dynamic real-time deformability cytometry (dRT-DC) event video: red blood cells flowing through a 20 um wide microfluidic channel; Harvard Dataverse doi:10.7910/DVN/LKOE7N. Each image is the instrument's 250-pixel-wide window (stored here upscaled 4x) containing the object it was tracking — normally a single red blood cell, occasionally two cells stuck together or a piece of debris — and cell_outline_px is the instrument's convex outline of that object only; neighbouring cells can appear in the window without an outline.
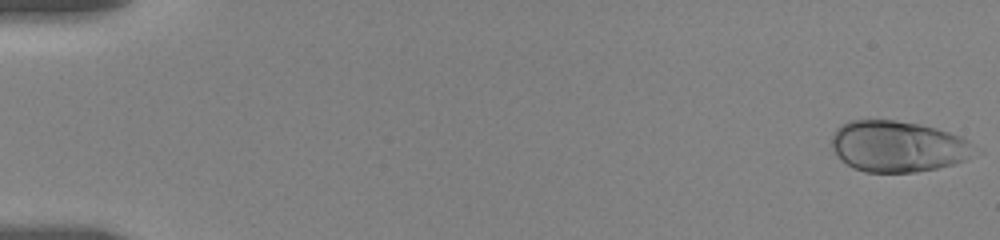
{"species": "human", "species_latin": "Homo sapiens", "temperature_condition": "room temperature", "stored_images_in_passage": 40, "camera_frame_rate_fps": 3000, "um_per_image_px": 0.085, "donor": {"sex": "female"}, "frame": {"image": 1, "passage_image": 1, "time_ms": 0.0, "image_size_px": [1000, 240], "cell_outline_px": [[976, 152], [964, 160], [956, 164], [916, 172], [864, 172], [852, 168], [840, 160], [836, 156], [832, 148], [832, 136], [836, 128], [840, 124], [852, 120], [896, 120], [920, 124], [936, 128], [964, 136], [968, 140]], "centroid_in_image_um": [76.29, 12.44], "position_along_channel_um": 8.7, "area_um2": 42.95}}
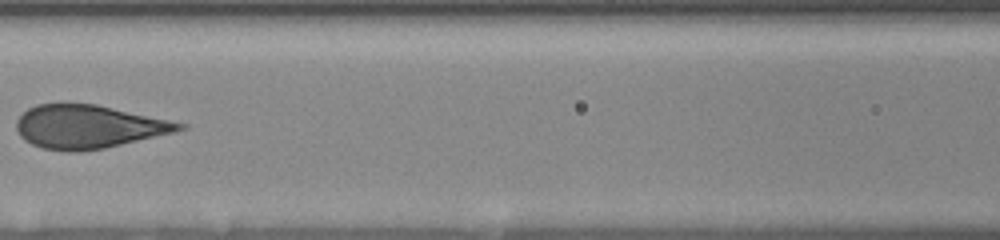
{"frame": {"image": 2, "passage_image": 22, "time_ms": 8.667, "image_size_px": [1000, 240], "cell_outline_px": [[188, 128], [172, 132], [104, 148], [76, 152], [68, 152], [40, 148], [24, 140], [20, 136], [16, 128], [16, 120], [28, 108], [36, 104], [60, 100], [96, 104], [188, 124]], "centroid_in_image_um": [7.43, 10.73], "position_along_channel_um": 159.2, "area_um2": 41.73}}
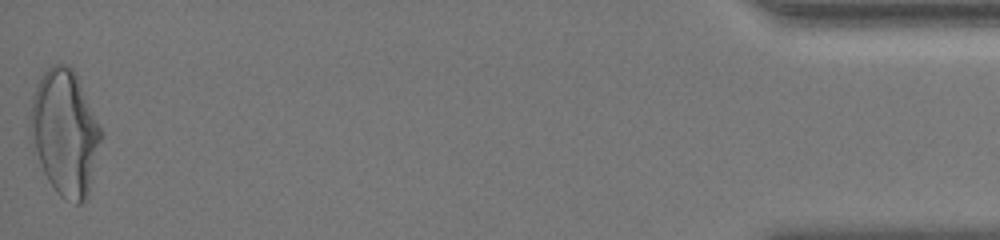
{"frame": {"image": 3, "passage_image": 40, "time_ms": 18.667, "image_size_px": [1000, 240], "cell_outline_px": [[100, 140], [88, 196], [80, 204], [76, 204], [60, 196], [56, 192], [48, 180], [32, 152], [28, 116], [32, 96], [36, 84], [44, 72], [52, 64], [68, 64], [76, 72], [80, 80], [100, 128]], "centroid_in_image_um": [5.45, 11.25], "position_along_channel_um": 429.7, "area_um2": 51.9}, "authors_computed_cell_mechanics": {"area_um2": 42.0495, "velocity_mm_per_s": 3.5275, "shape_relaxation_time_tau1_ms": 4.9178, "shape_relaxation_time_tau2_ms": null, "deformation_change_tau1": 0.1589, "deformation_change_tau2": null}}